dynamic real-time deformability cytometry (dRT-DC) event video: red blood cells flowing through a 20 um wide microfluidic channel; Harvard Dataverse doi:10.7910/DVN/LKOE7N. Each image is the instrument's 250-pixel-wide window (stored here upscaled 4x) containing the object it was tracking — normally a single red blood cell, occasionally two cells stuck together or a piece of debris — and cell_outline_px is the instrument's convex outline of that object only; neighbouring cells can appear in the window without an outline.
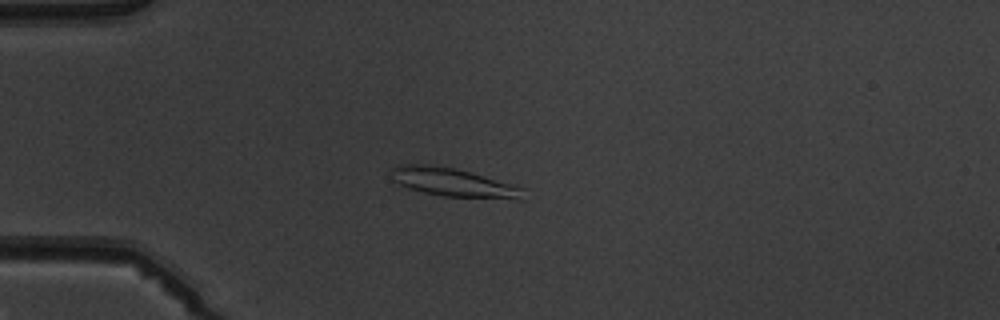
{"species": "common noctule bat (a hibernating species)", "species_latin": "Nyctalus noctula", "temperature_condition": "warm", "stored_images_in_passage": 3, "camera_frame_rate_fps": 3000, "um_per_image_px": 0.085, "animal": {"sex": "male", "body_mass_g": 19.5, "forearm_length_mm": 54.6}, "frame": {"image": 1, "passage_image": 3, "time_ms": 2.333, "image_size_px": [1000, 320], "cell_outline_px": [[524, 200], [520, 200], [444, 196], [424, 192], [408, 188], [392, 180], [392, 168], [400, 164], [424, 164], [456, 168], [516, 184], [524, 188]], "centroid_in_image_um": [38.63, 15.52], "position_along_channel_um": 46.4, "area_um2": 22.31}}